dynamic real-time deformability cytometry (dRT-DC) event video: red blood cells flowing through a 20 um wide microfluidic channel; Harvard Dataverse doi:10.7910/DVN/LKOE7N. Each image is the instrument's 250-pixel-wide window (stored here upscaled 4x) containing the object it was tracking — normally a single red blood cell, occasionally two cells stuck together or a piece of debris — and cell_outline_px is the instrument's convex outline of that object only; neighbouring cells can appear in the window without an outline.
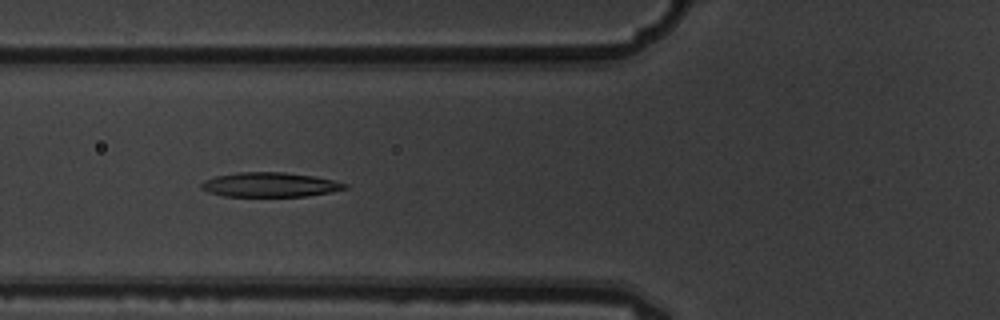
{"species": "common noctule bat (a hibernating species)", "species_latin": "Nyctalus noctula", "temperature_condition": "warm", "stored_images_in_passage": 10, "camera_frame_rate_fps": 3000, "um_per_image_px": 0.085, "animal": {"sex": "male", "body_mass_g": 19.5, "forearm_length_mm": 54.6}, "frame": {"image": 1, "passage_image": 5, "time_ms": 1.333, "image_size_px": [1000, 320], "cell_outline_px": [[348, 188], [332, 192], [308, 196], [224, 196], [208, 192], [200, 188], [200, 184], [204, 180], [216, 176], [236, 172], [284, 172], [312, 176], [332, 180], [348, 184]], "centroid_in_image_um": [22.93, 15.7], "position_along_channel_um": 102.9, "area_um2": 20.52}}
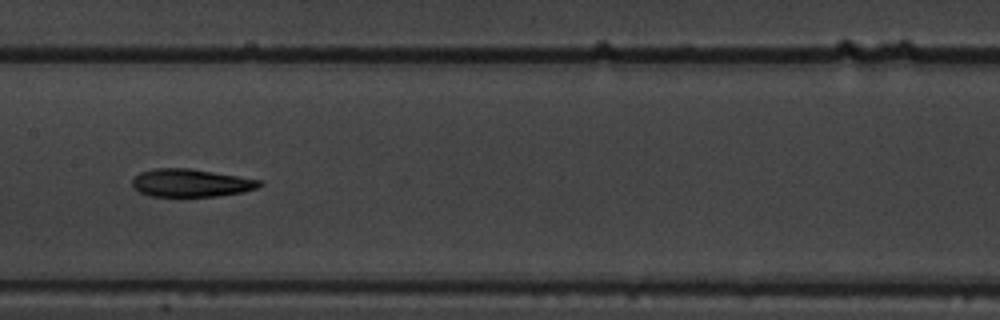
{"frame": {"image": 2, "passage_image": 7, "time_ms": 2.0, "image_size_px": [1000, 320], "cell_outline_px": [[264, 184], [256, 188], [244, 192], [216, 196], [148, 196], [140, 192], [132, 184], [132, 180], [140, 172], [156, 168], [188, 168], [260, 180]], "centroid_in_image_um": [16.22, 15.55], "position_along_channel_um": 191.2, "area_um2": 20.4}}
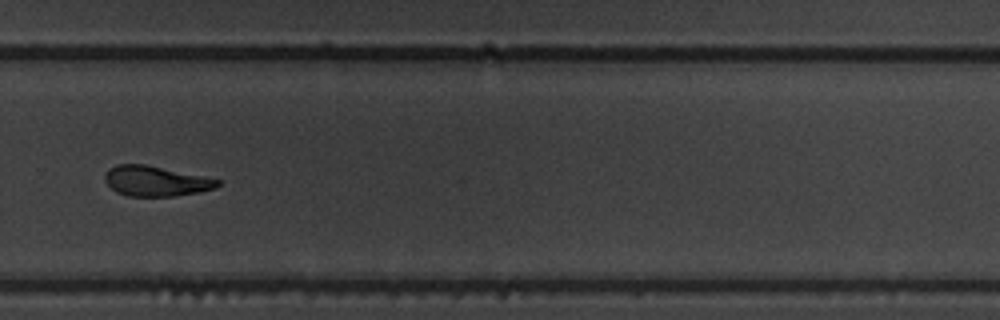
{"frame": {"image": 3, "passage_image": 10, "time_ms": 3.0, "image_size_px": [1000, 320], "cell_outline_px": [[220, 184], [216, 188], [196, 192], [172, 196], [128, 196], [116, 192], [104, 180], [104, 176], [108, 168], [116, 164], [144, 164], [220, 180]], "centroid_in_image_um": [13.18, 15.39], "position_along_channel_um": 316.6, "area_um2": 19.54}}